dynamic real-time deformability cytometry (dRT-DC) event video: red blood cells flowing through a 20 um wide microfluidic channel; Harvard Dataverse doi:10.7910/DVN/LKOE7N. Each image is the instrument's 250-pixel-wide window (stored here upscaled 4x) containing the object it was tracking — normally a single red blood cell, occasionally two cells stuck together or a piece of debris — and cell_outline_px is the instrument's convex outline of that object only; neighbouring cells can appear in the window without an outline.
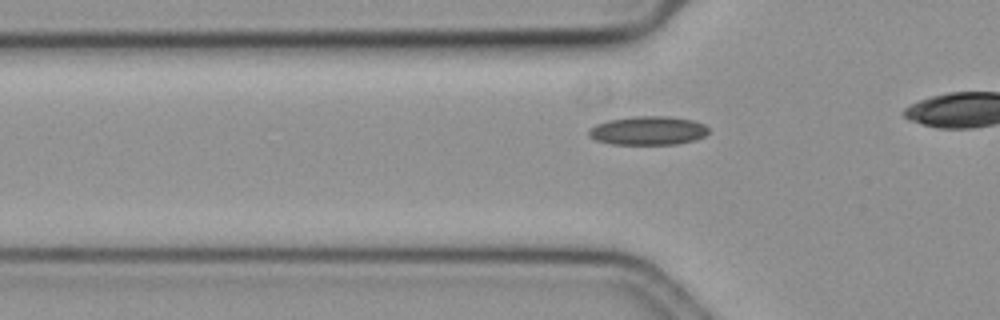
{"species": "common noctule bat (a hibernating species)", "species_latin": "Nyctalus noctula", "temperature_condition": "cold", "stored_images_in_passage": 43, "camera_frame_rate_fps": 3000, "um_per_image_px": 0.085, "animal": {"sex": "female", "body_mass_g": 19.3, "forearm_length_mm": 54.1}, "frame": {"image": 1, "passage_image": 16, "time_ms": 5.0, "image_size_px": [1000, 320], "cell_outline_px": [[708, 132], [704, 136], [696, 140], [676, 144], [612, 144], [596, 140], [588, 136], [588, 128], [596, 124], [608, 120], [632, 116], [668, 116], [692, 120], [704, 124], [708, 128]], "centroid_in_image_um": [55.06, 11.1], "position_along_channel_um": 70.7, "area_um2": 20.17}}
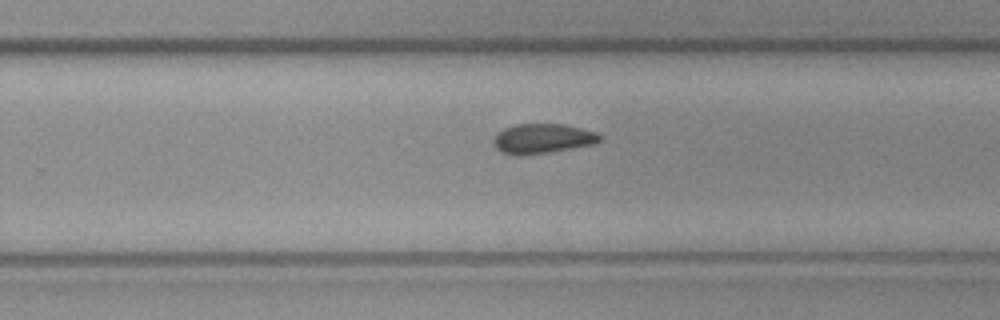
{"frame": {"image": 2, "passage_image": 34, "time_ms": 11.0, "image_size_px": [1000, 320], "cell_outline_px": [[604, 140], [596, 144], [524, 156], [512, 156], [500, 152], [496, 148], [492, 140], [504, 128], [516, 124], [564, 124], [596, 132], [604, 136]], "centroid_in_image_um": [46.15, 11.8], "position_along_channel_um": 283.7, "area_um2": 18.73}}
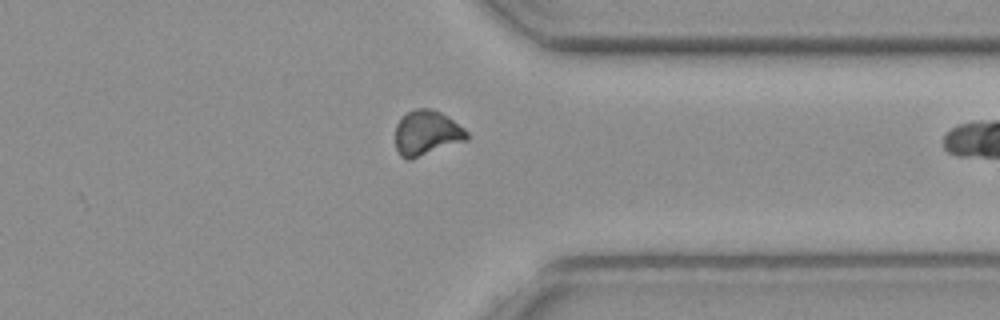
{"frame": {"image": 3, "passage_image": 42, "time_ms": 13.667, "image_size_px": [1000, 320], "cell_outline_px": [[468, 140], [412, 160], [408, 160], [400, 156], [396, 148], [396, 124], [408, 112], [416, 108], [432, 108], [448, 116], [464, 128], [468, 132]], "centroid_in_image_um": [36.29, 11.32], "position_along_channel_um": 375.1, "area_um2": 18.96}}